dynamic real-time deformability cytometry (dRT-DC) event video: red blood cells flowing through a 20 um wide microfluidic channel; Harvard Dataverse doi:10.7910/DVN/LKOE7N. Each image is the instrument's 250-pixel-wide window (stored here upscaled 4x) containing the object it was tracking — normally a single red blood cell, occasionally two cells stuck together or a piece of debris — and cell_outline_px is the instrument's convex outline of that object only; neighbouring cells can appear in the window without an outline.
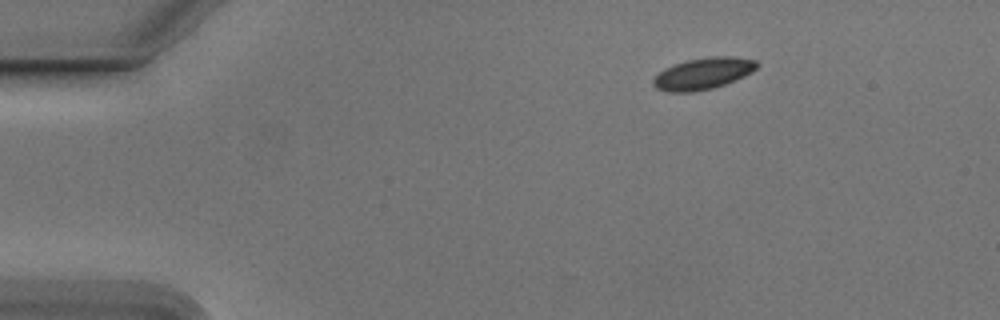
{"species": "Egyptian fruit bat (a non-hibernating species)", "species_latin": "Rousettus aegyptiacus", "temperature_condition": "cold", "stored_images_in_passage": 9, "camera_frame_rate_fps": 3000, "um_per_image_px": 0.085, "animal": {"sex": "male"}, "frame": {"image": 1, "passage_image": 1, "time_ms": 0.0, "image_size_px": [1000, 320], "cell_outline_px": [[760, 64], [752, 72], [744, 76], [724, 84], [712, 88], [692, 92], [668, 92], [656, 88], [652, 84], [652, 80], [664, 68], [684, 60], [708, 56], [732, 56], [756, 60]], "centroid_in_image_um": [59.76, 6.23], "position_along_channel_um": 25.2, "area_um2": 19.19}}